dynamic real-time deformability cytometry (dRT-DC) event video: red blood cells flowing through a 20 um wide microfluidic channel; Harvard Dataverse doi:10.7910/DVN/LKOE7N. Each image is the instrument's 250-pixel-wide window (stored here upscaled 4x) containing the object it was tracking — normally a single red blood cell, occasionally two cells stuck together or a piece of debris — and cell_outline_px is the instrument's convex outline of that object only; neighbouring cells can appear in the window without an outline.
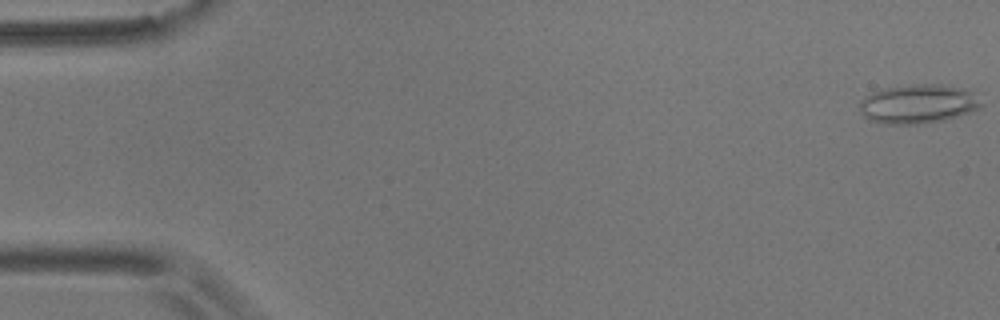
{"species": "common noctule bat (a hibernating species)", "species_latin": "Nyctalus noctula", "temperature_condition": "room temperature", "stored_images_in_passage": 55, "camera_frame_rate_fps": 3000, "um_per_image_px": 0.085, "animal": {"sex": "male", "body_mass_g": 17.9}, "frame": {"image": 1, "passage_image": 1, "time_ms": 0.0, "image_size_px": [1000, 320], "cell_outline_px": [[984, 104], [980, 108], [944, 120], [916, 124], [884, 124], [872, 120], [864, 116], [860, 112], [860, 100], [872, 92], [884, 88], [908, 84], [940, 84], [964, 88], [972, 92]], "centroid_in_image_um": [78.03, 8.82], "position_along_channel_um": 7.0, "area_um2": 27.69}}
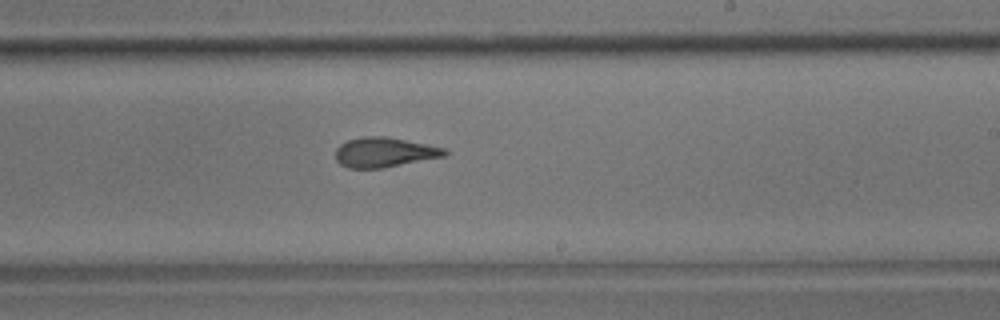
{"frame": {"image": 2, "passage_image": 33, "time_ms": 10.667, "image_size_px": [1000, 320], "cell_outline_px": [[448, 152], [444, 156], [384, 168], [348, 168], [340, 164], [336, 160], [336, 148], [340, 144], [348, 140], [364, 136], [384, 136], [444, 148]], "centroid_in_image_um": [32.62, 12.95], "position_along_channel_um": 256.4, "area_um2": 18.73}}
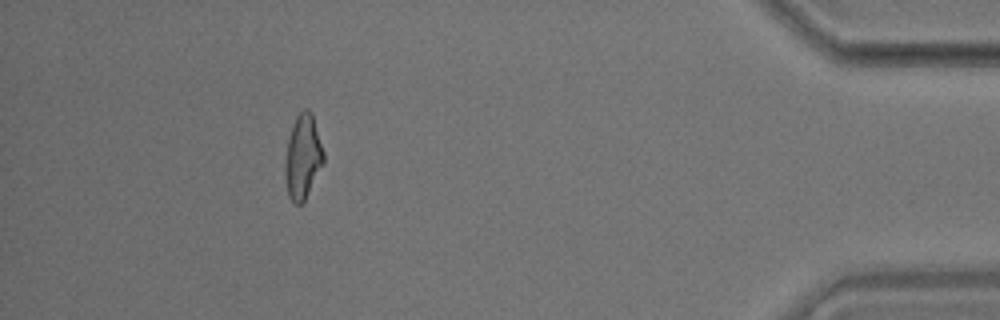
{"frame": {"image": 3, "passage_image": 50, "time_ms": 16.333, "image_size_px": [1000, 320], "cell_outline_px": [[324, 164], [304, 200], [300, 204], [296, 204], [288, 196], [284, 176], [284, 168], [288, 136], [296, 116], [304, 108], [308, 108], [312, 112], [324, 152]], "centroid_in_image_um": [25.74, 13.31], "position_along_channel_um": 409.5, "area_um2": 19.07}, "authors_computed_cell_mechanics": {"area_um2": 19.3052, "velocity_mm_per_s": 3.6676, "shape_relaxation_time_tau1_ms": null, "shape_relaxation_time_tau2_ms": 2.4082, "deformation_change_tau1": null, "deformation_change_tau2": 0.1202}}